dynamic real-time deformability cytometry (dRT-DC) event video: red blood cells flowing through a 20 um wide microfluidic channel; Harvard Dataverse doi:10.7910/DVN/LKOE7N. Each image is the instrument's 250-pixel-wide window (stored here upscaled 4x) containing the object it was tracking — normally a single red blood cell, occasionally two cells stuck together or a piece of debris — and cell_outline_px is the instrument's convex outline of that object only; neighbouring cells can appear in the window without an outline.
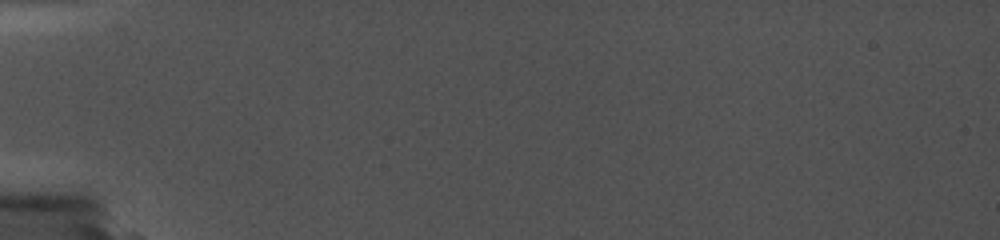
{"species": "common noctule bat (a hibernating species)", "species_latin": "Nyctalus noctula", "temperature_condition": "cold", "stored_images_in_passage": 3, "camera_frame_rate_fps": 5000, "um_per_image_px": 0.085, "animal": {"sex": "female", "body_mass_g": 19.0, "forearm_length_mm": 56.7}, "frame": {"image": 1, "passage_image": 2, "time_ms": 0.8, "image_size_px": [1000, 240], "cell_outline_px": [[688, 136], [648, 140], [612, 140], [532, 136], [524, 132], [524, 128], [552, 124], [660, 128], [688, 132]], "centroid_in_image_um": [51.26, 11.26], "position_along_channel_um": 33.7, "area_um2": 13.7}}